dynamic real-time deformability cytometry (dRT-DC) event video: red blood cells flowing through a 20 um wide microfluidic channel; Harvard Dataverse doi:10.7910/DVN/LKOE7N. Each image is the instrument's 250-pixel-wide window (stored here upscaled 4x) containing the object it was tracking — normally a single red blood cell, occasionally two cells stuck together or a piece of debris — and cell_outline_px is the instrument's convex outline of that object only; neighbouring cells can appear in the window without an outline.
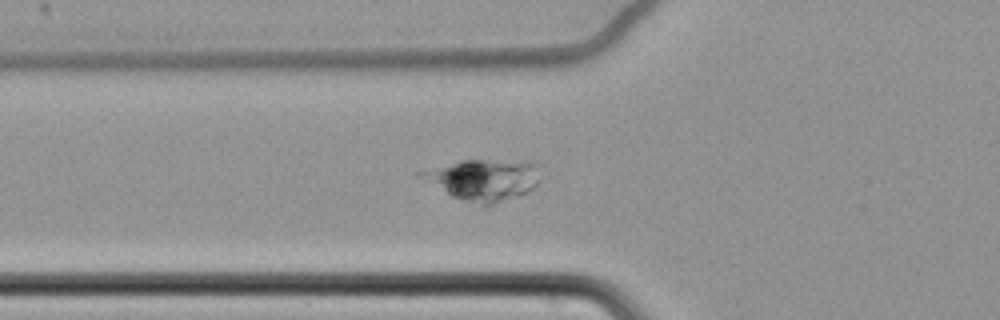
{"species": "common noctule bat (a hibernating species)", "species_latin": "Nyctalus noctula", "temperature_condition": "cold", "stored_images_in_passage": 65, "camera_frame_rate_fps": 3000, "um_per_image_px": 0.085, "animal": {"sex": "female", "body_mass_g": 22.7, "forearm_length_mm": 54.2}, "frame": {"image": 1, "passage_image": 26, "time_ms": 8.333, "image_size_px": [1000, 320], "cell_outline_px": [[540, 180], [532, 188], [524, 192], [492, 204], [484, 204], [464, 200], [452, 196], [416, 176], [412, 172], [460, 160], [532, 160], [536, 164]], "centroid_in_image_um": [41.02, 15.22], "position_along_channel_um": 84.8, "area_um2": 28.5}}
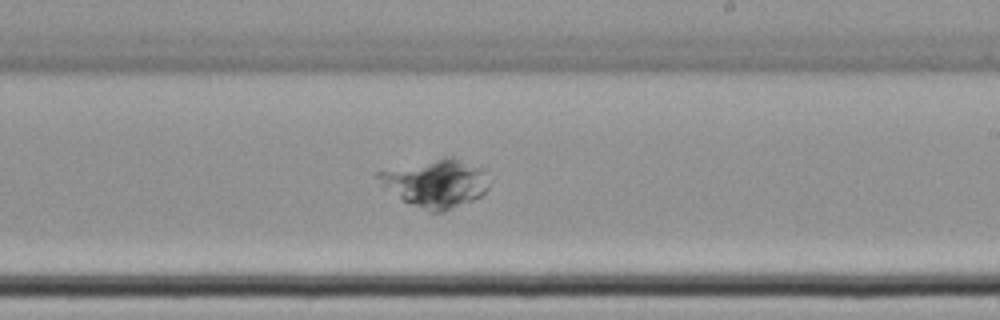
{"frame": {"image": 2, "passage_image": 41, "time_ms": 13.333, "image_size_px": [1000, 320], "cell_outline_px": [[488, 188], [480, 196], [472, 200], [444, 212], [432, 212], [404, 200], [384, 184], [376, 176], [376, 172], [444, 156], [452, 156], [484, 168], [488, 184]], "centroid_in_image_um": [37.12, 15.54], "position_along_channel_um": 251.9, "area_um2": 30.29}}
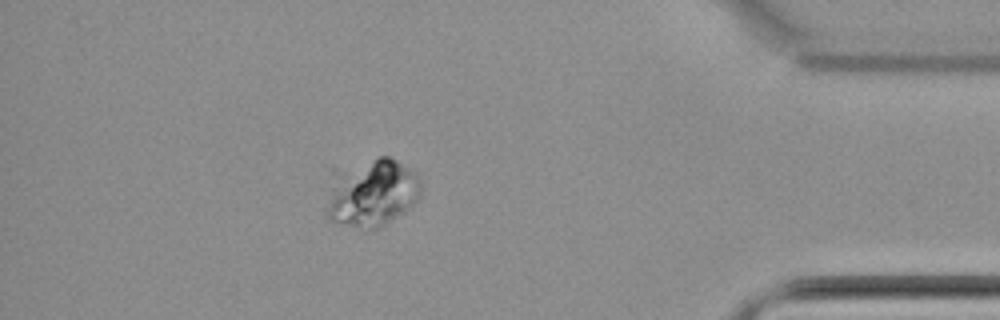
{"frame": {"image": 3, "passage_image": 58, "time_ms": 19.0, "image_size_px": [1000, 320], "cell_outline_px": [[420, 196], [404, 212], [384, 224], [368, 232], [364, 232], [328, 220], [324, 212], [324, 208], [332, 188], [380, 156], [388, 156], [396, 160], [408, 168], [420, 180]], "centroid_in_image_um": [31.72, 16.6], "position_along_channel_um": 403.5, "area_um2": 34.62}}